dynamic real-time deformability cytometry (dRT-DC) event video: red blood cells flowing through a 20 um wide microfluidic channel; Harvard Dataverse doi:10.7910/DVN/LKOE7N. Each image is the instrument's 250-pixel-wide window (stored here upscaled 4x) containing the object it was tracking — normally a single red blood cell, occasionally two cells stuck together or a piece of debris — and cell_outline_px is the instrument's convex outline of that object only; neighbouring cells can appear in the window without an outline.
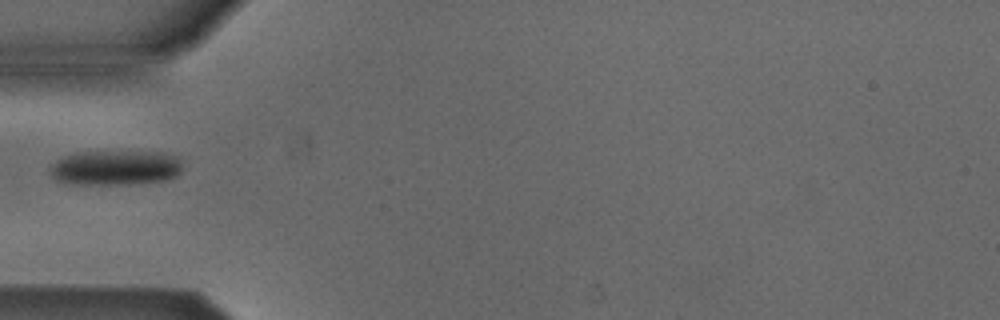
{"species": "Egyptian fruit bat (a non-hibernating species)", "species_latin": "Rousettus aegyptiacus", "temperature_condition": "cold", "stored_images_in_passage": 37, "camera_frame_rate_fps": 3000, "um_per_image_px": 0.085, "animal": {"sex": "male"}, "frame": {"image": 1, "passage_image": 1, "time_ms": 0.0, "image_size_px": [1000, 320], "cell_outline_px": [[180, 172], [176, 176], [168, 180], [140, 184], [64, 184], [56, 180], [52, 176], [52, 164], [56, 160], [64, 156], [76, 152], [164, 152], [180, 156]], "centroid_in_image_um": [9.84, 14.27], "position_along_channel_um": 75.2, "area_um2": 27.22}}
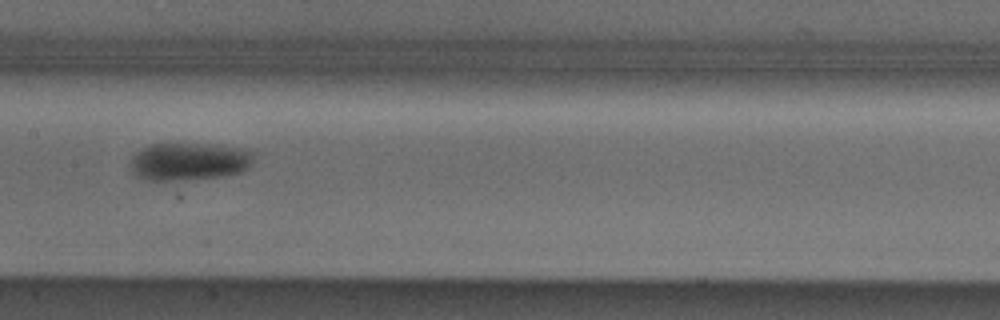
{"frame": {"image": 2, "passage_image": 10, "time_ms": 3.0, "image_size_px": [1000, 320], "cell_outline_px": [[252, 164], [248, 168], [240, 172], [220, 176], [176, 180], [144, 180], [136, 176], [132, 172], [132, 156], [136, 152], [148, 144], [216, 144], [248, 148], [252, 152]], "centroid_in_image_um": [16.08, 13.71], "position_along_channel_um": 191.3, "area_um2": 27.17}}
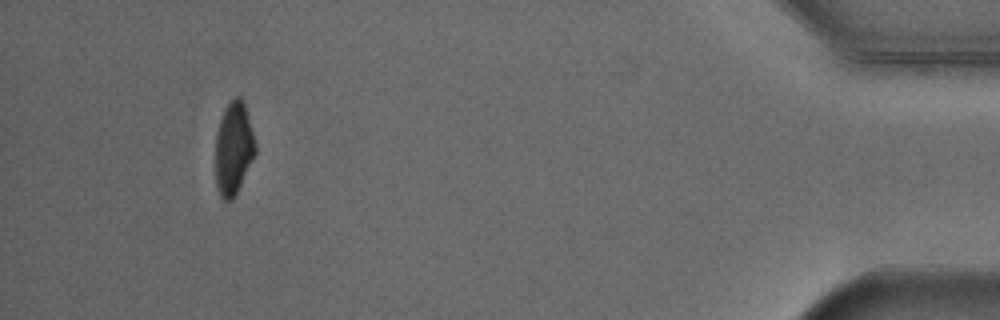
{"frame": {"image": 3, "passage_image": 33, "time_ms": 10.667, "image_size_px": [1000, 320], "cell_outline_px": [[256, 152], [232, 200], [224, 200], [220, 196], [216, 184], [216, 132], [224, 108], [236, 96], [240, 96], [244, 104], [256, 144]], "centroid_in_image_um": [19.84, 12.6], "position_along_channel_um": 415.4, "area_um2": 21.1}}